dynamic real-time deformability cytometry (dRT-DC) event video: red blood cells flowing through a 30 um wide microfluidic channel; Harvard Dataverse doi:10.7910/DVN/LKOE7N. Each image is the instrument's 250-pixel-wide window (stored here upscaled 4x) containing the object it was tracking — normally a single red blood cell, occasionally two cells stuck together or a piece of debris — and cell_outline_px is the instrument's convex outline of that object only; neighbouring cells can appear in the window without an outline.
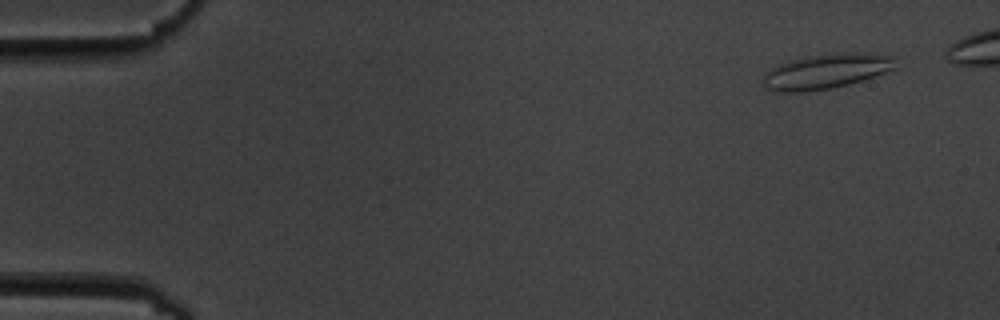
{"species": "common noctule bat (a hibernating species)", "species_latin": "Nyctalus noctula", "temperature_condition": "cold", "stored_images_in_passage": 8, "camera_frame_rate_fps": 3000, "um_per_image_px": 0.085, "animal": {"sex": "male", "body_mass_g": 19.5, "forearm_length_mm": 54.6}, "frame": {"image": 1, "passage_image": 1, "time_ms": 0.0, "image_size_px": [1000, 320], "cell_outline_px": [[896, 68], [848, 84], [828, 88], [804, 92], [772, 92], [764, 88], [760, 80], [772, 68], [780, 64], [804, 56], [840, 52], [852, 52], [896, 56]], "centroid_in_image_um": [70.18, 6.06], "position_along_channel_um": 14.8, "area_um2": 26.93}}
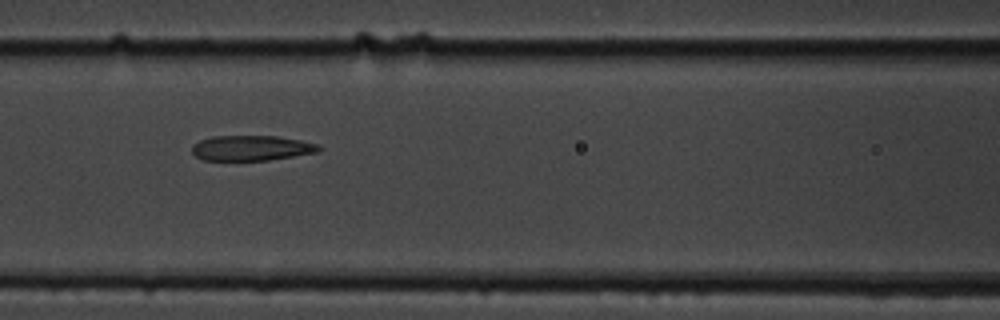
{"frame": {"image": 2, "passage_image": 7, "time_ms": 7.0, "image_size_px": [1000, 320], "cell_outline_px": [[324, 148], [320, 152], [268, 160], [204, 160], [196, 156], [192, 152], [192, 144], [200, 140], [212, 136], [276, 136], [300, 140], [320, 144]], "centroid_in_image_um": [21.42, 12.58], "position_along_channel_um": 145.2, "area_um2": 18.79}}
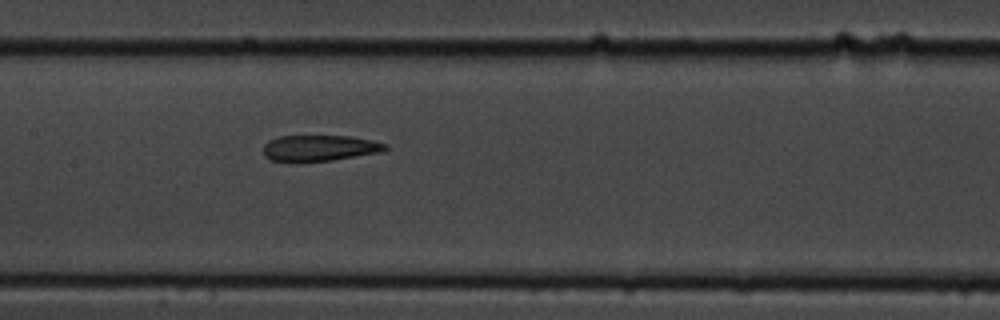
{"frame": {"image": 3, "passage_image": 8, "time_ms": 8.0, "image_size_px": [1000, 320], "cell_outline_px": [[388, 148], [380, 152], [332, 160], [272, 160], [264, 156], [264, 144], [268, 140], [280, 136], [352, 136], [372, 140], [388, 144]], "centroid_in_image_um": [27.2, 12.55], "position_along_channel_um": 180.2, "area_um2": 18.09}}